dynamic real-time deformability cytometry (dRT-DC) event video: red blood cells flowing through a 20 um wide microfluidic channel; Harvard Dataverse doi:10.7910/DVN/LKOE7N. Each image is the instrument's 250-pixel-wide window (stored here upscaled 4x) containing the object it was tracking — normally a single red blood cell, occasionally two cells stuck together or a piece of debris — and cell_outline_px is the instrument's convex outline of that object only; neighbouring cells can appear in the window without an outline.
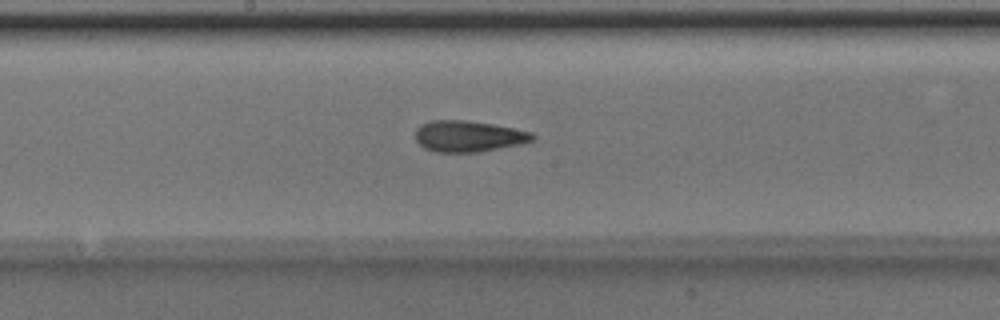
{"species": "Egyptian fruit bat (a non-hibernating species)", "species_latin": "Rousettus aegyptiacus", "temperature_condition": "room temperature", "stored_images_in_passage": 40, "camera_frame_rate_fps": 3000, "um_per_image_px": 0.085, "animal": {"sex": "male"}, "frame": {"image": 1, "passage_image": 16, "time_ms": 5.0, "image_size_px": [1000, 320], "cell_outline_px": [[536, 136], [532, 140], [520, 144], [480, 152], [436, 152], [424, 148], [416, 140], [416, 128], [420, 124], [428, 120], [468, 120], [492, 124], [532, 132]], "centroid_in_image_um": [39.79, 11.57], "position_along_channel_um": 208.4, "area_um2": 21.33}}
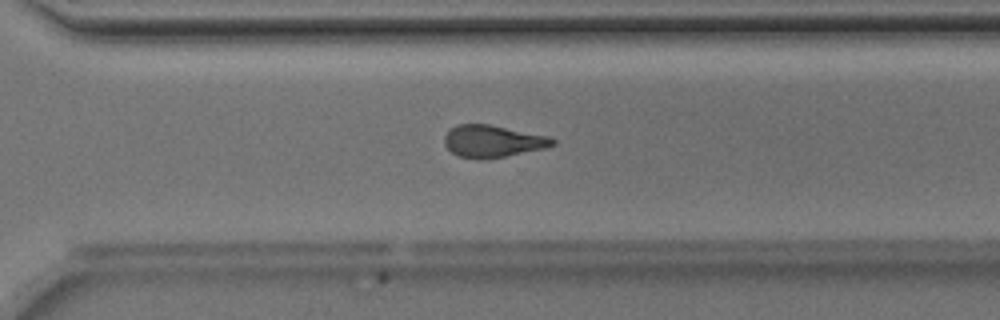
{"frame": {"image": 2, "passage_image": 25, "time_ms": 8.0, "image_size_px": [1000, 320], "cell_outline_px": [[556, 144], [544, 148], [484, 160], [476, 160], [460, 156], [452, 152], [444, 144], [444, 136], [452, 128], [460, 124], [488, 124], [552, 136], [556, 140]], "centroid_in_image_um": [41.91, 12.01], "position_along_channel_um": 328.7, "area_um2": 20.29}}
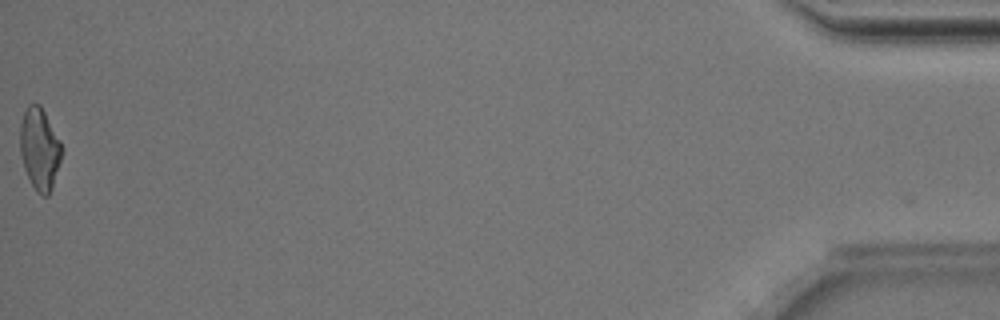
{"frame": {"image": 3, "passage_image": 40, "time_ms": 13.0, "image_size_px": [1000, 320], "cell_outline_px": [[64, 152], [52, 188], [48, 196], [44, 196], [36, 192], [24, 168], [20, 152], [20, 124], [24, 112], [28, 104], [40, 104], [60, 140], [64, 148]], "centroid_in_image_um": [3.39, 12.66], "position_along_channel_um": 431.8, "area_um2": 20.06}, "authors_computed_cell_mechanics": {"area_um2": 20.7502, "velocity_mm_per_s": 4.0319, "shape_relaxation_time_tau1_ms": 6.7452, "shape_relaxation_time_tau2_ms": 2.2685, "deformation_change_tau1": 0.179, "deformation_change_tau2": 0.1142}}